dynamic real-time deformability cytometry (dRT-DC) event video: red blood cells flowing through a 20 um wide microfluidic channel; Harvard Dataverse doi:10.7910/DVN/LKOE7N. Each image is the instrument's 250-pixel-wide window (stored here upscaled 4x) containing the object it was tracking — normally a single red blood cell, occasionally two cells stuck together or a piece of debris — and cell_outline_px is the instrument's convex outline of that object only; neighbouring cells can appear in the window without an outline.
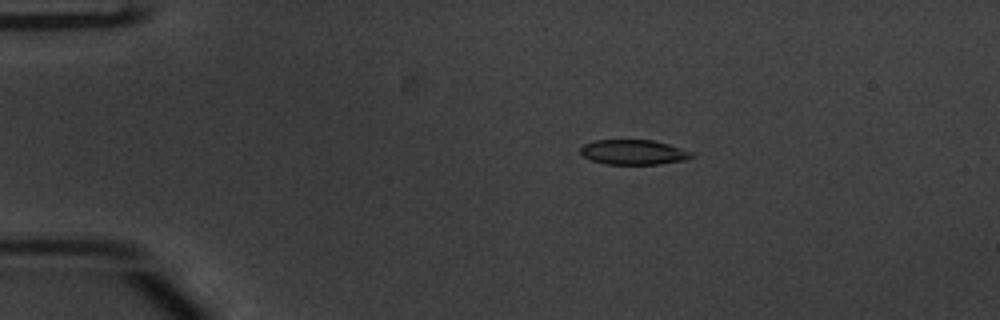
{"species": "common noctule bat (a hibernating species)", "species_latin": "Nyctalus noctula", "temperature_condition": "warm", "stored_images_in_passage": 52, "camera_frame_rate_fps": 3000, "um_per_image_px": 0.085, "animal": {"sex": "male", "body_mass_g": 20.1, "forearm_length_mm": 53.5}, "frame": {"image": 1, "passage_image": 10, "time_ms": 3.0, "image_size_px": [1000, 320], "cell_outline_px": [[696, 156], [684, 160], [656, 164], [604, 164], [592, 160], [584, 156], [580, 152], [580, 148], [584, 144], [596, 140], [652, 140], [668, 144], [692, 152]], "centroid_in_image_um": [53.85, 12.93], "position_along_channel_um": 31.2, "area_um2": 16.01}}
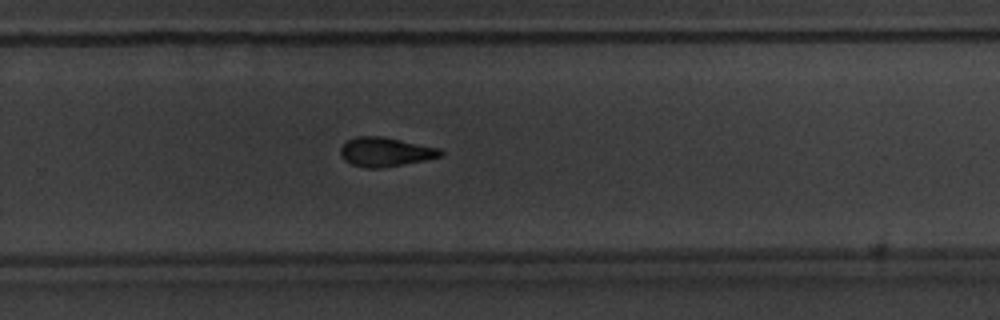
{"frame": {"image": 2, "passage_image": 35, "time_ms": 11.333, "image_size_px": [1000, 320], "cell_outline_px": [[444, 156], [424, 160], [376, 168], [368, 168], [352, 164], [344, 160], [340, 156], [340, 148], [348, 140], [356, 136], [384, 136], [440, 148], [444, 152]], "centroid_in_image_um": [32.77, 12.89], "position_along_channel_um": 297.0, "area_um2": 16.94}}
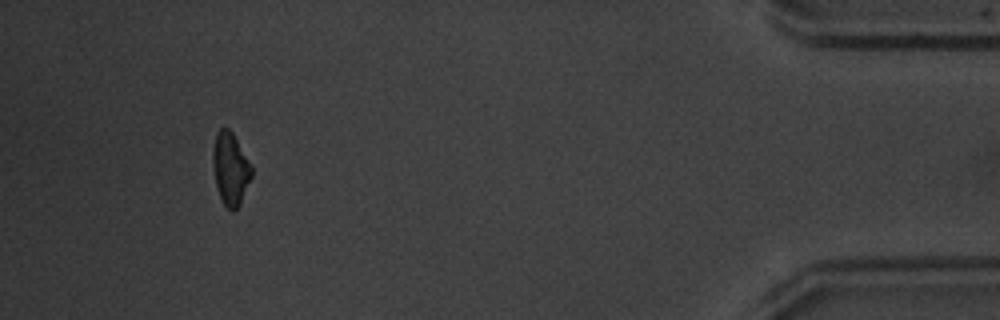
{"frame": {"image": 3, "passage_image": 49, "time_ms": 16.0, "image_size_px": [1000, 320], "cell_outline_px": [[252, 176], [240, 204], [232, 212], [224, 204], [220, 196], [216, 184], [212, 160], [212, 148], [216, 132], [220, 128], [228, 128], [232, 132], [252, 164]], "centroid_in_image_um": [19.59, 14.31], "position_along_channel_um": 415.6, "area_um2": 16.42}, "authors_computed_cell_mechanics": {"area_um2": 16.9932, "velocity_mm_per_s": 3.8511, "shape_relaxation_time_tau1_ms": 3.8795, "shape_relaxation_time_tau2_ms": 3.1456, "deformation_change_tau1": 0.1308, "deformation_change_tau2": 0.1035}}